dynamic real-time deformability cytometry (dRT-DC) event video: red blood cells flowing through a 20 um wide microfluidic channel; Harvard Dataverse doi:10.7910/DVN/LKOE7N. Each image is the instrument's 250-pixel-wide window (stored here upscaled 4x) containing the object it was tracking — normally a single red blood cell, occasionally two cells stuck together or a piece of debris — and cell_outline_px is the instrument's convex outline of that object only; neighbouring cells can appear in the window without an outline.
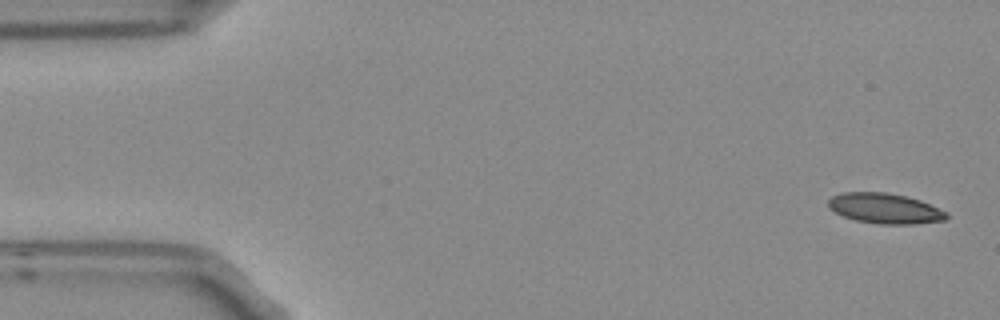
{"species": "Egyptian fruit bat (a non-hibernating species)", "species_latin": "Rousettus aegyptiacus", "temperature_condition": "room temperature", "stored_images_in_passage": 7, "camera_frame_rate_fps": 3000, "um_per_image_px": 0.085, "frame": {"image": 1, "passage_image": 1, "time_ms": 0.0, "image_size_px": [1000, 320], "cell_outline_px": [[948, 216], [944, 220], [912, 224], [880, 224], [856, 220], [844, 216], [828, 208], [828, 200], [832, 196], [840, 192], [888, 192], [920, 200], [948, 212]], "centroid_in_image_um": [75.2, 17.71], "position_along_channel_um": 9.8, "area_um2": 20.81}}
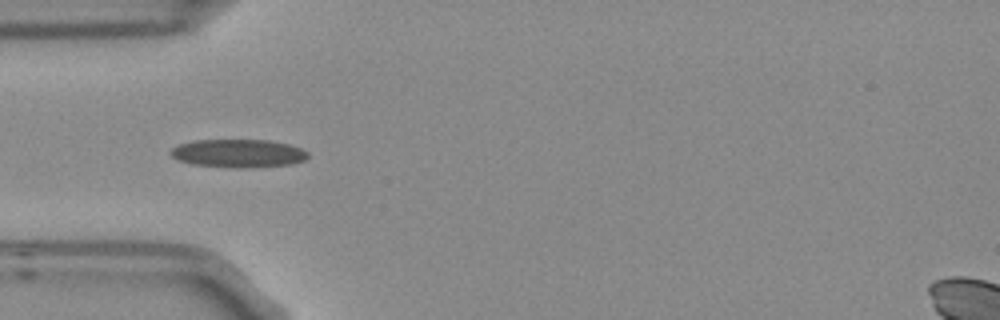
{"frame": {"image": 2, "passage_image": 5, "time_ms": 1.333, "image_size_px": [1000, 320], "cell_outline_px": [[308, 156], [304, 160], [292, 164], [252, 168], [236, 168], [192, 164], [176, 160], [168, 152], [172, 148], [180, 144], [192, 140], [268, 140], [288, 144], [300, 148], [308, 152]], "centroid_in_image_um": [20.23, 13.04], "position_along_channel_um": 64.8, "area_um2": 22.72}}